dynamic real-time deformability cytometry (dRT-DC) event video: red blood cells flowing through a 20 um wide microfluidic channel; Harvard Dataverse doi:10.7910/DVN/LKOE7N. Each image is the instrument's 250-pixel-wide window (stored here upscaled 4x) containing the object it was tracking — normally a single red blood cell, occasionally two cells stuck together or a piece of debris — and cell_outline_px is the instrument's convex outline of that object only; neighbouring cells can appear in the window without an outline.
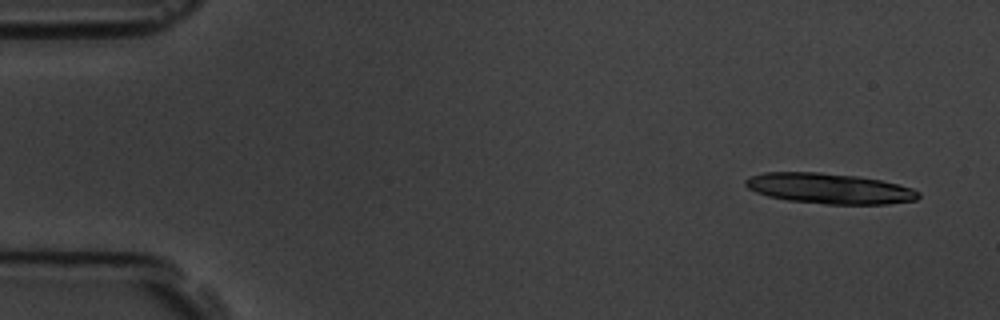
{"species": "common noctule bat (a hibernating species)", "species_latin": "Nyctalus noctula", "temperature_condition": "room temperature", "stored_images_in_passage": 5, "camera_frame_rate_fps": 3000, "um_per_image_px": 0.085, "animal": {"sex": "male", "body_mass_g": 19.5, "forearm_length_mm": 54.6}, "frame": {"image": 1, "passage_image": 1, "time_ms": 0.0, "image_size_px": [1000, 320], "cell_outline_px": [[920, 196], [916, 200], [888, 204], [824, 204], [788, 200], [768, 196], [756, 192], [748, 188], [744, 184], [744, 180], [752, 176], [764, 172], [820, 172], [856, 176], [880, 180], [912, 188], [920, 192]], "centroid_in_image_um": [70.49, 16.02], "position_along_channel_um": 14.5, "area_um2": 30.63}}